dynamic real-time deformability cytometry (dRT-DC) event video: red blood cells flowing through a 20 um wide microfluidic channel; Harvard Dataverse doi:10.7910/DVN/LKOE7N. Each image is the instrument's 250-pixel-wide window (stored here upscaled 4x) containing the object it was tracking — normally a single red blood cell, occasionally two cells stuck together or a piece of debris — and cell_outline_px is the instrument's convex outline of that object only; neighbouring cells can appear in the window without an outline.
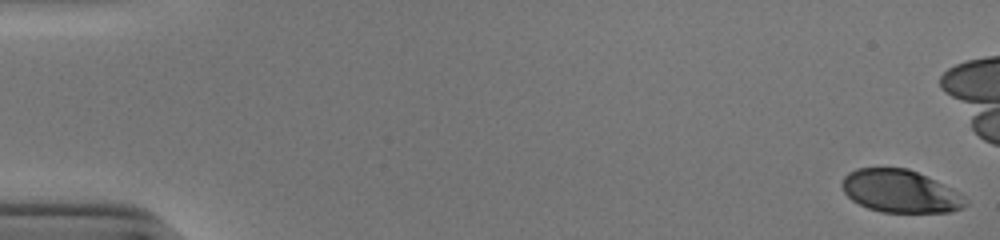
{"species": "human", "species_latin": "Homo sapiens", "temperature_condition": "cold", "stored_images_in_passage": 47, "camera_frame_rate_fps": 3000, "um_per_image_px": 0.085, "donor": {"sex": "male"}, "frame": {"image": 1, "passage_image": 1, "time_ms": 0.0, "image_size_px": [1000, 240], "cell_outline_px": [[968, 204], [960, 208], [948, 212], [880, 212], [868, 208], [852, 200], [844, 192], [840, 184], [844, 176], [848, 172], [856, 168], [908, 168], [960, 192], [968, 200]], "centroid_in_image_um": [76.5, 16.25], "position_along_channel_um": 8.5, "area_um2": 30.69}}
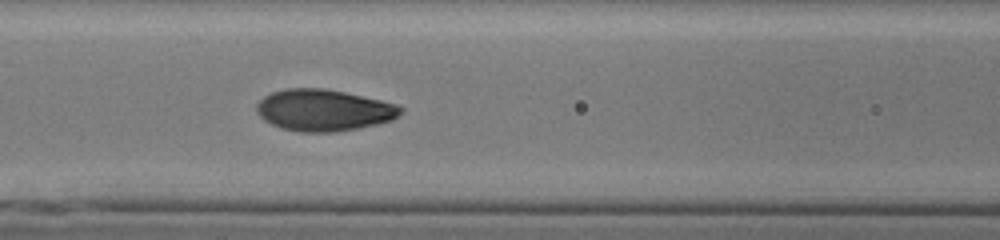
{"frame": {"image": 2, "passage_image": 24, "time_ms": 7.667, "image_size_px": [1000, 240], "cell_outline_px": [[404, 112], [392, 120], [376, 124], [336, 132], [300, 132], [280, 128], [264, 120], [256, 112], [256, 104], [264, 96], [272, 92], [284, 88], [324, 88], [344, 92], [380, 100], [396, 104], [404, 108]], "centroid_in_image_um": [27.5, 9.36], "position_along_channel_um": 139.1, "area_um2": 34.97}}
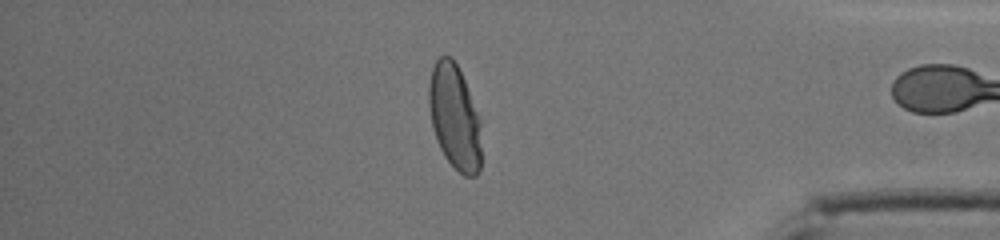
{"frame": {"image": 3, "passage_image": 46, "time_ms": 15.0, "image_size_px": [1000, 240], "cell_outline_px": [[480, 172], [476, 176], [464, 176], [444, 156], [440, 148], [432, 128], [428, 104], [428, 84], [432, 68], [436, 60], [440, 56], [452, 56], [464, 80], [480, 116]], "centroid_in_image_um": [38.63, 9.93], "position_along_channel_um": 396.6, "area_um2": 32.19}, "authors_computed_cell_mechanics": {"area_um2": 33.6396, "velocity_mm_per_s": 3.8829, "shape_relaxation_time_tau1_ms": 4.4753, "shape_relaxation_time_tau2_ms": null, "deformation_change_tau1": 0.1707, "deformation_change_tau2": null}}